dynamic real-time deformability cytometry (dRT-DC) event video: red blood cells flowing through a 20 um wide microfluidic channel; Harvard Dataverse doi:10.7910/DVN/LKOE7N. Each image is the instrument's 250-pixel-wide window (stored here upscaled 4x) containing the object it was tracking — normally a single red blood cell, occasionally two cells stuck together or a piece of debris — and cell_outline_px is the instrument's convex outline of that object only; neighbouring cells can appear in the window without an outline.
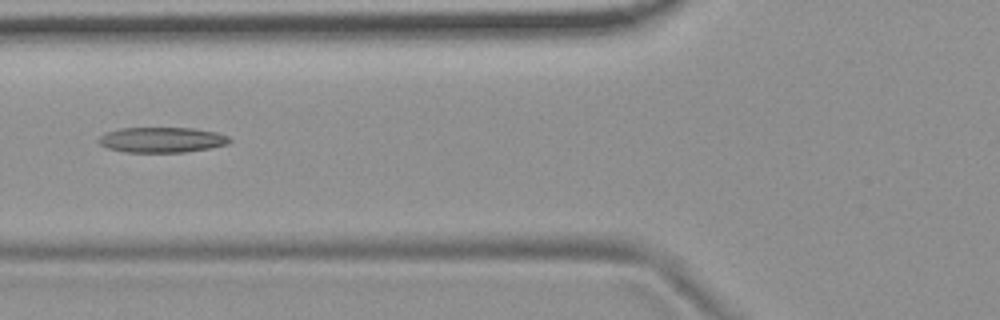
{"species": "common noctule bat (a hibernating species)", "species_latin": "Nyctalus noctula", "temperature_condition": "room temperature", "stored_images_in_passage": 9, "camera_frame_rate_fps": 3000, "um_per_image_px": 0.085, "animal": {"sex": "female", "body_mass_g": 19.9}, "frame": {"image": 1, "passage_image": 6, "time_ms": 6.667, "image_size_px": [1000, 320], "cell_outline_px": [[232, 140], [228, 144], [208, 148], [184, 152], [124, 152], [108, 148], [100, 144], [96, 140], [100, 136], [108, 132], [120, 128], [192, 128], [216, 132], [228, 136]], "centroid_in_image_um": [13.75, 11.88], "position_along_channel_um": 112.1, "area_um2": 19.25}}
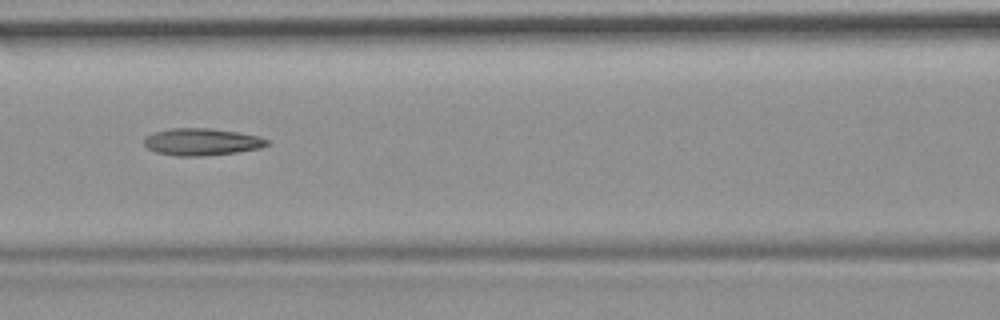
{"frame": {"image": 2, "passage_image": 7, "time_ms": 7.667, "image_size_px": [1000, 320], "cell_outline_px": [[268, 144], [260, 148], [236, 152], [204, 156], [176, 156], [156, 152], [148, 148], [144, 144], [144, 136], [152, 132], [172, 128], [208, 128], [240, 132], [260, 136], [268, 140]], "centroid_in_image_um": [17.12, 12.05], "position_along_channel_um": 149.5, "area_um2": 19.54}}